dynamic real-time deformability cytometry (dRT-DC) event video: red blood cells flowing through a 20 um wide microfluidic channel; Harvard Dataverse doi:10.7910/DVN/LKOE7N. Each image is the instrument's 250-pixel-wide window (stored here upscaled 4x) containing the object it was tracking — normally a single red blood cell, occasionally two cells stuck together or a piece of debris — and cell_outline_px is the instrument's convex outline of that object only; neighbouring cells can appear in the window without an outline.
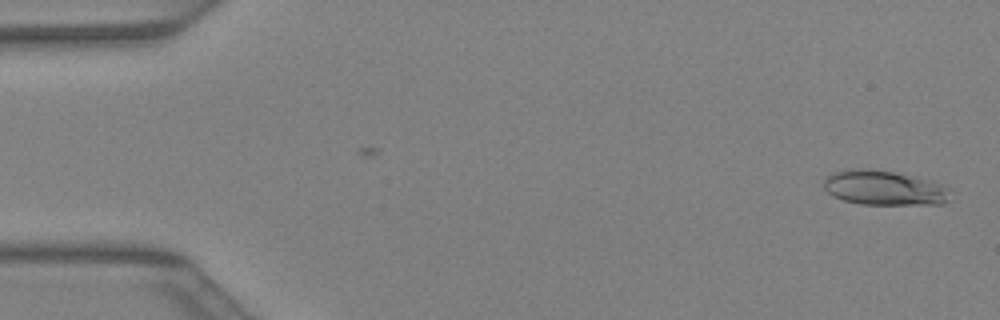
{"species": "Egyptian fruit bat (a non-hibernating species)", "species_latin": "Rousettus aegyptiacus", "temperature_condition": "warm", "stored_images_in_passage": 37, "camera_frame_rate_fps": 3000, "um_per_image_px": 0.085, "animal": {"sex": "female"}, "frame": {"image": 1, "passage_image": 1, "time_ms": 0.0, "image_size_px": [1000, 320], "cell_outline_px": [[948, 200], [940, 204], [860, 204], [844, 200], [832, 196], [824, 188], [824, 180], [828, 176], [836, 172], [856, 168], [872, 168], [932, 180], [944, 184], [948, 188]], "centroid_in_image_um": [75.16, 15.97], "position_along_channel_um": 9.8, "area_um2": 25.43}}
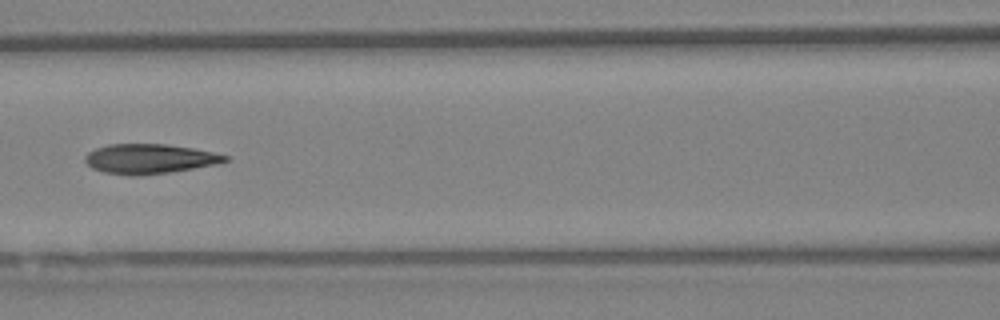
{"frame": {"image": 2, "passage_image": 18, "time_ms": 5.667, "image_size_px": [1000, 320], "cell_outline_px": [[228, 160], [216, 164], [168, 172], [140, 176], [128, 176], [104, 172], [92, 168], [84, 160], [84, 156], [88, 152], [96, 148], [108, 144], [164, 144], [192, 148], [212, 152], [228, 156]], "centroid_in_image_um": [12.65, 13.5], "position_along_channel_um": 154.0, "area_um2": 24.1}}
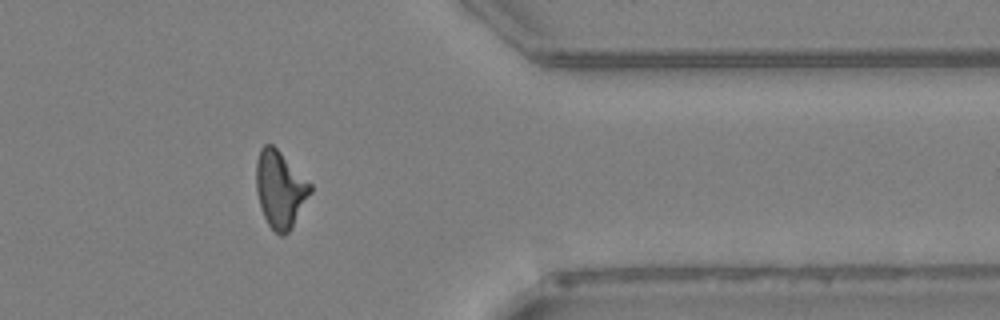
{"frame": {"image": 3, "passage_image": 33, "time_ms": 10.667, "image_size_px": [1000, 320], "cell_outline_px": [[312, 192], [292, 228], [284, 236], [280, 236], [268, 224], [264, 216], [256, 192], [256, 160], [260, 148], [264, 144], [272, 144], [312, 184]], "centroid_in_image_um": [23.81, 16.09], "position_along_channel_um": 387.6, "area_um2": 24.28}}